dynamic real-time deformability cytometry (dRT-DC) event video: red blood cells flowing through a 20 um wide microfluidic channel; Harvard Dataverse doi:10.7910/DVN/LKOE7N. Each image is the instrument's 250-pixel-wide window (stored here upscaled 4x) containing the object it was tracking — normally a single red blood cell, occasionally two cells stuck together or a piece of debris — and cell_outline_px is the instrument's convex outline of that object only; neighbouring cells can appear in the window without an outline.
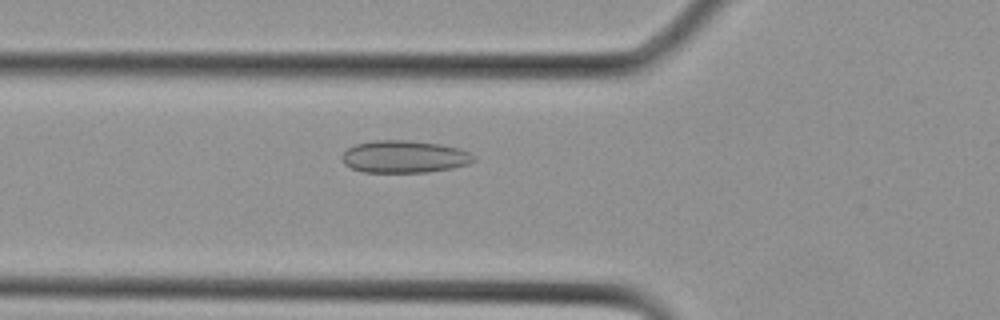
{"species": "Egyptian fruit bat (a non-hibernating species)", "species_latin": "Rousettus aegyptiacus", "temperature_condition": "cold", "stored_images_in_passage": 10, "camera_frame_rate_fps": 3000, "um_per_image_px": 0.085, "animal": {"sex": "female"}, "frame": {"image": 1, "passage_image": 6, "time_ms": 1.667, "image_size_px": [1000, 320], "cell_outline_px": [[476, 160], [468, 164], [452, 168], [424, 172], [364, 172], [352, 168], [344, 164], [340, 156], [348, 148], [356, 144], [376, 140], [404, 140], [440, 144], [460, 148], [476, 156]], "centroid_in_image_um": [34.37, 13.32], "position_along_channel_um": 91.4, "area_um2": 24.8}}
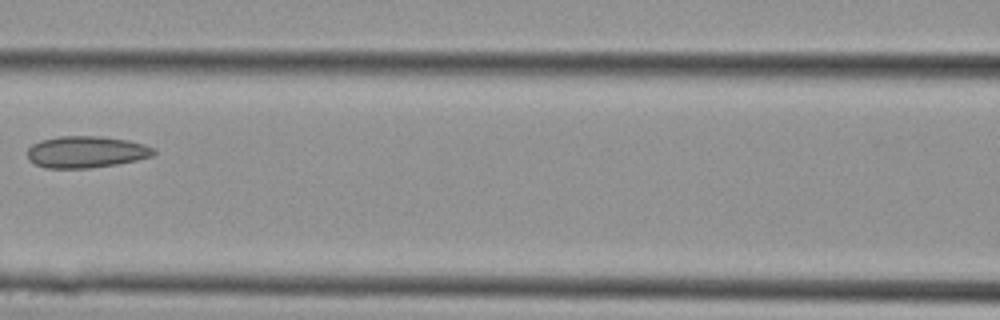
{"frame": {"image": 2, "passage_image": 9, "time_ms": 2.667, "image_size_px": [1000, 320], "cell_outline_px": [[156, 152], [152, 156], [136, 160], [116, 164], [92, 168], [44, 168], [28, 160], [28, 148], [32, 144], [40, 140], [60, 136], [96, 136], [128, 140], [144, 144], [156, 148]], "centroid_in_image_um": [7.32, 12.91], "position_along_channel_um": 159.3, "area_um2": 23.41}}